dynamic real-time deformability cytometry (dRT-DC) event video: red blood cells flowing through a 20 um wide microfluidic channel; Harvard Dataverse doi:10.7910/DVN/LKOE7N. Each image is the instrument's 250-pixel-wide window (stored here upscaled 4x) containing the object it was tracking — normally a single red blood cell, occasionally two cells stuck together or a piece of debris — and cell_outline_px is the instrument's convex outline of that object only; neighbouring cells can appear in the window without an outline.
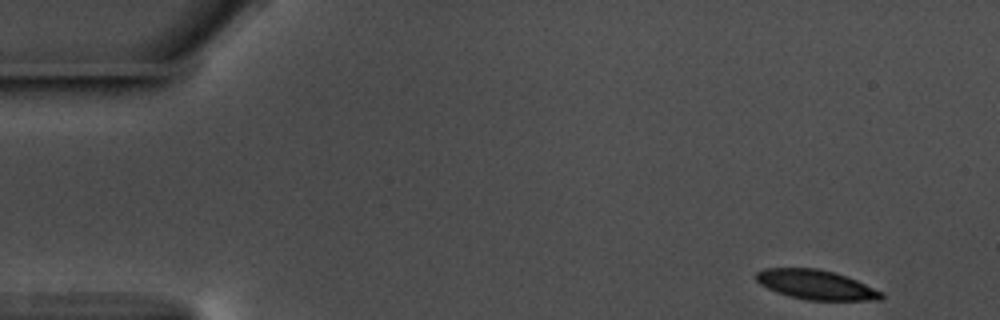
{"species": "common noctule bat (a hibernating species)", "species_latin": "Nyctalus noctula", "temperature_condition": "warm", "stored_images_in_passage": 54, "camera_frame_rate_fps": 3000, "um_per_image_px": 0.085, "animal": {"sex": "male", "body_mass_g": 17.5, "forearm_length_mm": 52.3}, "frame": {"image": 1, "passage_image": 1, "time_ms": 0.0, "image_size_px": [1000, 320], "cell_outline_px": [[884, 300], [808, 300], [776, 292], [760, 284], [756, 280], [756, 272], [764, 268], [816, 268], [832, 272], [856, 280], [884, 292]], "centroid_in_image_um": [69.38, 24.2], "position_along_channel_um": 15.6, "area_um2": 21.39}}
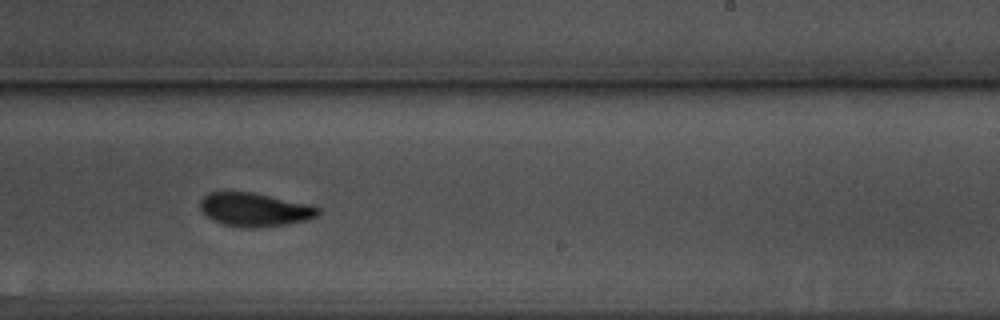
{"frame": {"image": 2, "passage_image": 32, "time_ms": 10.333, "image_size_px": [1000, 320], "cell_outline_px": [[320, 212], [316, 216], [308, 220], [288, 224], [264, 228], [240, 228], [224, 224], [212, 220], [200, 208], [200, 200], [208, 192], [252, 192], [312, 204], [320, 208]], "centroid_in_image_um": [21.69, 17.83], "position_along_channel_um": 267.3, "area_um2": 23.41}}
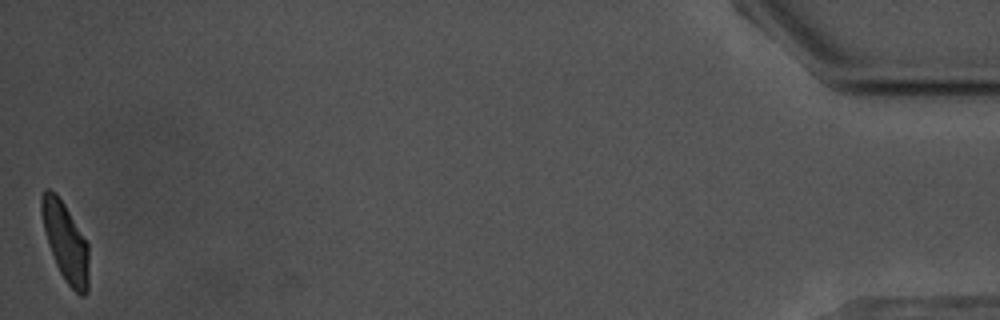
{"frame": {"image": 3, "passage_image": 54, "time_ms": 17.667, "image_size_px": [1000, 320], "cell_outline_px": [[88, 292], [84, 296], [80, 296], [68, 284], [60, 272], [56, 264], [48, 244], [40, 212], [40, 196], [44, 188], [48, 188], [56, 192], [64, 204], [88, 244]], "centroid_in_image_um": [5.54, 20.53], "position_along_channel_um": 429.7, "area_um2": 21.62}, "authors_computed_cell_mechanics": {"area_um2": 22.9177, "velocity_mm_per_s": 3.5379, "shape_relaxation_time_tau1_ms": 2.8419, "shape_relaxation_time_tau2_ms": 2.419, "deformation_change_tau1": 0.124, "deformation_change_tau2": 0.0717}}